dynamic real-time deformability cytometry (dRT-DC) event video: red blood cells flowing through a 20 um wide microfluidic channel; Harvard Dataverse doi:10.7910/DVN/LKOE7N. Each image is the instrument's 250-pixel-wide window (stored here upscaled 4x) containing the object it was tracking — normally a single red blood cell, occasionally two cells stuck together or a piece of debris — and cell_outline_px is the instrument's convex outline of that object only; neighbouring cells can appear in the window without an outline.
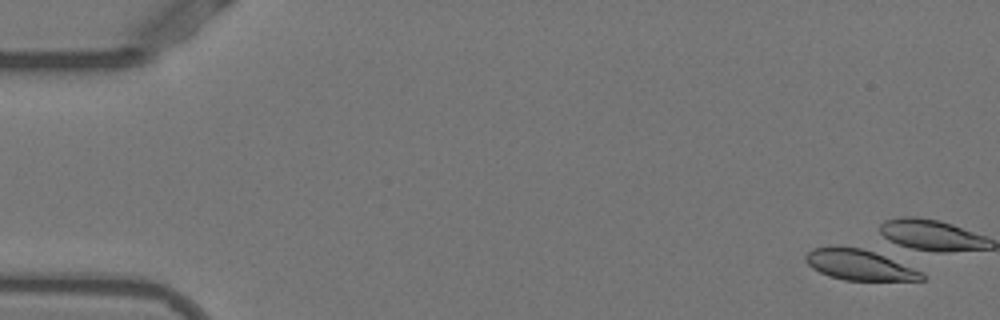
{"species": "Egyptian fruit bat (a non-hibernating species)", "species_latin": "Rousettus aegyptiacus", "temperature_condition": "warm", "stored_images_in_passage": 4, "camera_frame_rate_fps": 3000, "um_per_image_px": 0.085, "animal": {"sex": "female"}, "frame": {"image": 1, "passage_image": 3, "time_ms": 0.667, "image_size_px": [1000, 320], "cell_outline_px": [[924, 280], [844, 280], [828, 276], [812, 268], [804, 260], [804, 256], [812, 248], [860, 248], [884, 252], [920, 272], [924, 276]], "centroid_in_image_um": [73.08, 22.51], "position_along_channel_um": 11.9, "area_um2": 20.69}}